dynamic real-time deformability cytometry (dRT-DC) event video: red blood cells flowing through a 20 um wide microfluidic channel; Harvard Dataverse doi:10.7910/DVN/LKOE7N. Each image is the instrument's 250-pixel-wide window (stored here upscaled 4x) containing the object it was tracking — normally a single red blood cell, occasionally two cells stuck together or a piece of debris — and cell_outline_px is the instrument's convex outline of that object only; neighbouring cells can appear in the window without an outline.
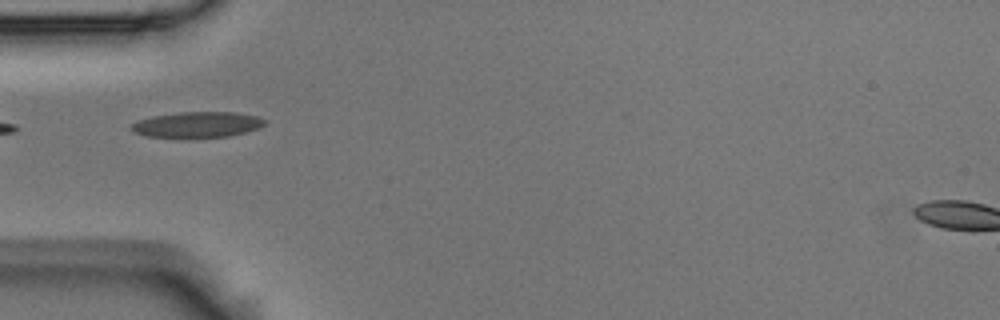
{"species": "Egyptian fruit bat (a non-hibernating species)", "species_latin": "Rousettus aegyptiacus", "temperature_condition": "room temperature", "stored_images_in_passage": 4, "camera_frame_rate_fps": 3000, "um_per_image_px": 0.085, "animal": {"sex": "male"}, "frame": {"image": 1, "passage_image": 3, "time_ms": 0.667, "image_size_px": [1000, 320], "cell_outline_px": [[268, 120], [260, 128], [228, 136], [180, 140], [144, 136], [128, 128], [132, 124], [140, 120], [152, 116], [180, 112], [236, 112], [256, 116]], "centroid_in_image_um": [16.73, 10.63], "position_along_channel_um": 68.3, "area_um2": 20.69}}
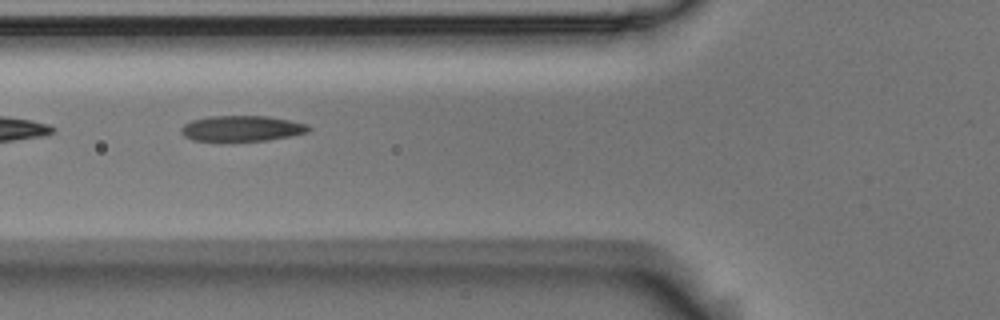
{"frame": {"image": 2, "passage_image": 4, "time_ms": 1.0, "image_size_px": [1000, 320], "cell_outline_px": [[312, 128], [308, 132], [292, 136], [268, 140], [220, 144], [192, 140], [184, 136], [180, 132], [180, 128], [184, 124], [192, 120], [208, 116], [268, 116], [288, 120], [304, 124]], "centroid_in_image_um": [20.46, 10.97], "position_along_channel_um": 105.3, "area_um2": 19.94}}